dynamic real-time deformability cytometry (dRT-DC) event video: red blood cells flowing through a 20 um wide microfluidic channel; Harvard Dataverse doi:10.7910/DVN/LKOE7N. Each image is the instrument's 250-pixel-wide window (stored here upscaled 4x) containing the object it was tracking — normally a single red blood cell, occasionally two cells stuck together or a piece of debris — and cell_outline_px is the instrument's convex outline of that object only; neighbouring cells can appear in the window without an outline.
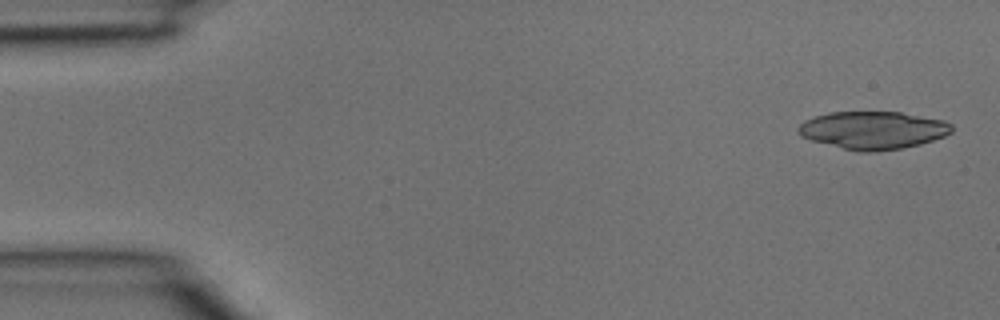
{"species": "common noctule bat (a hibernating species)", "species_latin": "Nyctalus noctula", "temperature_condition": "room temperature", "stored_images_in_passage": 27, "camera_frame_rate_fps": 3000, "um_per_image_px": 0.085, "animal": {"sex": "male", "body_mass_g": 15.6}, "frame": {"image": 1, "passage_image": 1, "time_ms": 0.0, "image_size_px": [1000, 320], "cell_outline_px": [[952, 132], [944, 136], [920, 144], [900, 148], [868, 152], [860, 152], [812, 140], [800, 136], [796, 132], [796, 128], [804, 120], [828, 112], [900, 112], [944, 120], [952, 124]], "centroid_in_image_um": [74.19, 11.05], "position_along_channel_um": 10.8, "area_um2": 33.58}}